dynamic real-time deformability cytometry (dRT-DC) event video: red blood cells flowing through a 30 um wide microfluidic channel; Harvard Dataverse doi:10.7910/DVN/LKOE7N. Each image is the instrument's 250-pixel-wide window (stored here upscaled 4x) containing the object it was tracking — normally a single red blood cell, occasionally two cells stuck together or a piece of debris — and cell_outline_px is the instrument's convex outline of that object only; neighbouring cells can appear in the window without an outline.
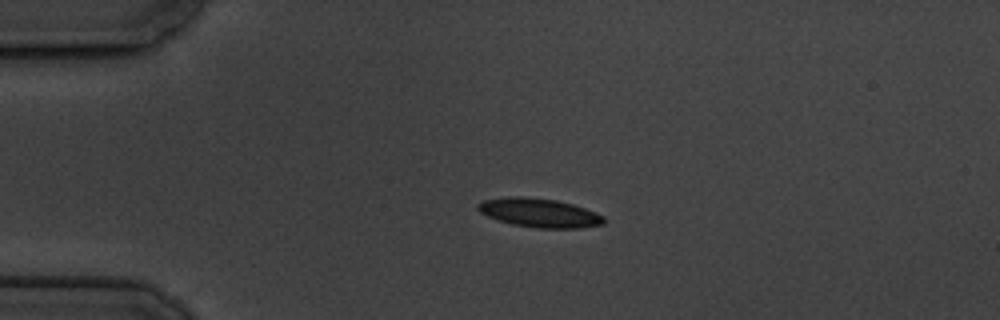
{"species": "common noctule bat (a hibernating species)", "species_latin": "Nyctalus noctula", "temperature_condition": "cold", "stored_images_in_passage": 5, "camera_frame_rate_fps": 3000, "um_per_image_px": 0.085, "animal": {"sex": "male", "body_mass_g": 19.5, "forearm_length_mm": 54.6}, "frame": {"image": 1, "passage_image": 3, "time_ms": 3.333, "image_size_px": [1000, 320], "cell_outline_px": [[604, 224], [580, 228], [536, 228], [512, 224], [488, 216], [480, 212], [476, 208], [476, 204], [484, 200], [508, 196], [524, 196], [556, 200], [572, 204], [596, 212], [604, 216]], "centroid_in_image_um": [45.84, 18.08], "position_along_channel_um": 39.2, "area_um2": 21.21}}
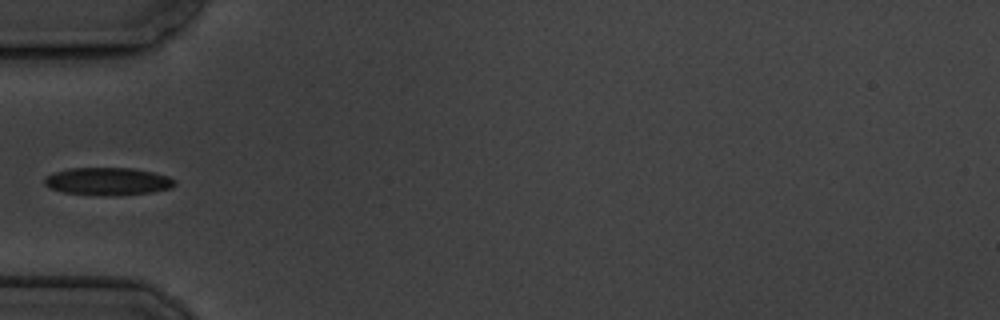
{"frame": {"image": 2, "passage_image": 5, "time_ms": 5.333, "image_size_px": [1000, 320], "cell_outline_px": [[176, 184], [172, 188], [152, 192], [112, 196], [104, 196], [64, 192], [48, 188], [44, 184], [44, 176], [68, 168], [132, 168], [152, 172], [168, 176], [176, 180]], "centroid_in_image_um": [9.16, 15.42], "position_along_channel_um": 75.8, "area_um2": 21.15}}